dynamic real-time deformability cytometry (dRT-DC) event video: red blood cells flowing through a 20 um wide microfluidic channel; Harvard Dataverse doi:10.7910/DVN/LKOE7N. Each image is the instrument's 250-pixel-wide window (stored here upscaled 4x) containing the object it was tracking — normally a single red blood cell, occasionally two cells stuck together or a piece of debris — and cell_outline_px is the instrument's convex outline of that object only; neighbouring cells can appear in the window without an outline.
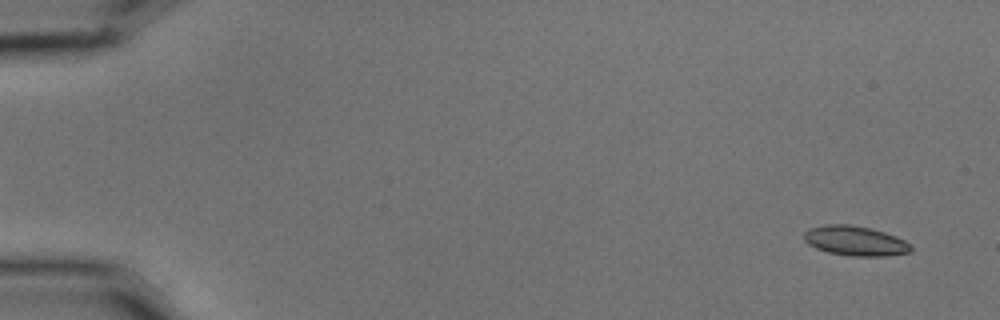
{"species": "common noctule bat (a hibernating species)", "species_latin": "Nyctalus noctula", "temperature_condition": "cold", "stored_images_in_passage": 5, "camera_frame_rate_fps": 3000, "um_per_image_px": 0.085, "animal": {"sex": "male", "body_mass_g": 15.6}, "frame": {"image": 1, "passage_image": 1, "time_ms": 0.0, "image_size_px": [1000, 320], "cell_outline_px": [[912, 252], [884, 256], [852, 256], [828, 252], [816, 248], [808, 244], [804, 240], [804, 232], [808, 228], [828, 224], [848, 224], [872, 228], [896, 236], [912, 244]], "centroid_in_image_um": [72.71, 20.47], "position_along_channel_um": 12.3, "area_um2": 18.67}}
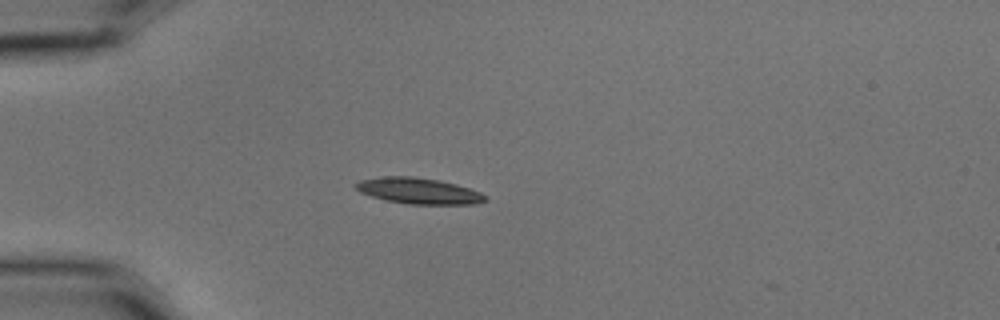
{"frame": {"image": 2, "passage_image": 4, "time_ms": 1.0, "image_size_px": [1000, 320], "cell_outline_px": [[488, 200], [476, 204], [408, 204], [388, 200], [372, 196], [360, 192], [352, 188], [352, 184], [360, 180], [384, 176], [412, 176], [440, 180], [456, 184], [480, 192], [488, 196]], "centroid_in_image_um": [35.57, 16.22], "position_along_channel_um": 49.4, "area_um2": 19.77}}